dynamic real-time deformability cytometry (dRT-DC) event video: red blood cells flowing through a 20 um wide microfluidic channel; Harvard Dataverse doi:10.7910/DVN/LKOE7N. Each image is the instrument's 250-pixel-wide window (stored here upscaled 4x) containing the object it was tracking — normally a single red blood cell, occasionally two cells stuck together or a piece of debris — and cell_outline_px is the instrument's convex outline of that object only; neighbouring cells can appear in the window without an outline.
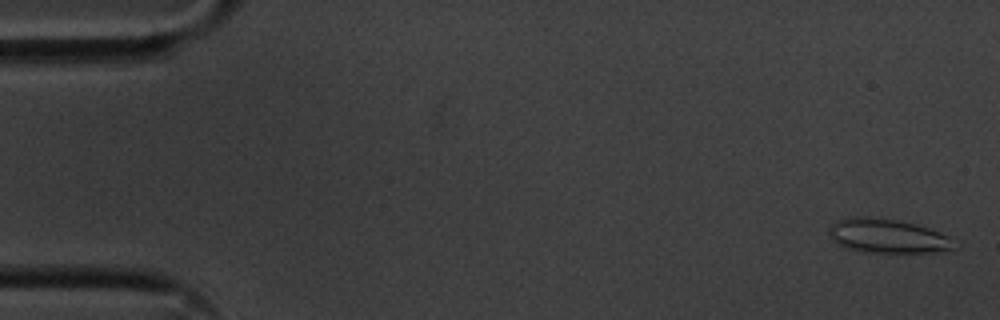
{"species": "common noctule bat (a hibernating species)", "species_latin": "Nyctalus noctula", "temperature_condition": "cold", "stored_images_in_passage": 56, "camera_frame_rate_fps": 3000, "um_per_image_px": 0.085, "animal": {"sex": "male", "body_mass_g": 20.1, "forearm_length_mm": 53.5}, "frame": {"image": 1, "passage_image": 2, "time_ms": 0.333, "image_size_px": [1000, 320], "cell_outline_px": [[952, 248], [936, 252], [864, 252], [844, 248], [832, 240], [828, 232], [828, 228], [832, 224], [848, 216], [868, 216], [896, 220], [928, 228], [940, 232], [948, 236]], "centroid_in_image_um": [75.32, 20.05], "position_along_channel_um": 9.7, "area_um2": 24.57}}
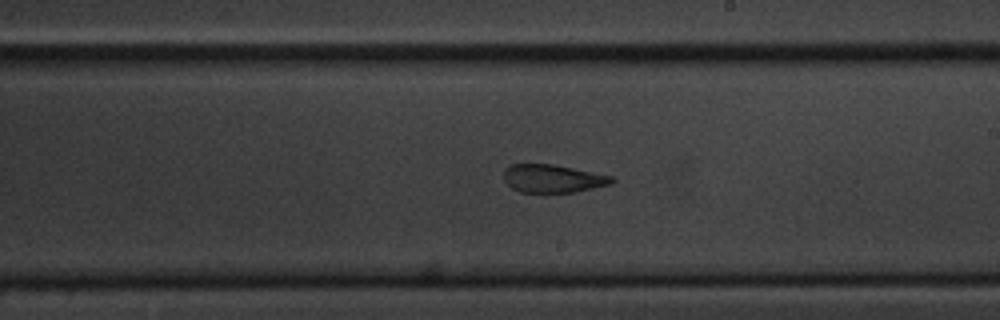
{"frame": {"image": 2, "passage_image": 32, "time_ms": 10.333, "image_size_px": [1000, 320], "cell_outline_px": [[616, 180], [612, 184], [572, 192], [520, 192], [512, 188], [504, 180], [504, 168], [508, 164], [552, 164], [612, 176]], "centroid_in_image_um": [46.96, 15.17], "position_along_channel_um": 242.0, "area_um2": 17.57}}
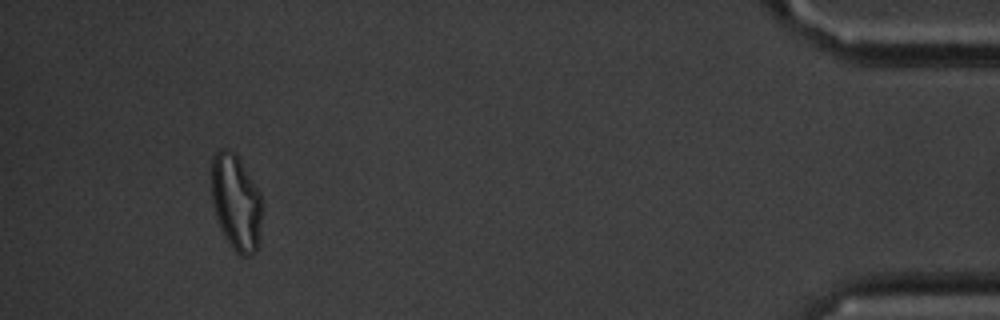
{"frame": {"image": 3, "passage_image": 52, "time_ms": 17.0, "image_size_px": [1000, 320], "cell_outline_px": [[260, 240], [256, 252], [248, 256], [240, 256], [232, 248], [220, 228], [216, 216], [212, 200], [212, 156], [220, 148], [228, 148], [240, 160], [260, 192]], "centroid_in_image_um": [20.05, 17.22], "position_along_channel_um": 415.1, "area_um2": 28.09}, "authors_computed_cell_mechanics": {"area_um2": 22.4264, "velocity_mm_per_s": 3.5968, "shape_relaxation_time_tau1_ms": 8.6193, "shape_relaxation_time_tau2_ms": 2.2794, "deformation_change_tau1": 0.2067, "deformation_change_tau2": 0.108}}